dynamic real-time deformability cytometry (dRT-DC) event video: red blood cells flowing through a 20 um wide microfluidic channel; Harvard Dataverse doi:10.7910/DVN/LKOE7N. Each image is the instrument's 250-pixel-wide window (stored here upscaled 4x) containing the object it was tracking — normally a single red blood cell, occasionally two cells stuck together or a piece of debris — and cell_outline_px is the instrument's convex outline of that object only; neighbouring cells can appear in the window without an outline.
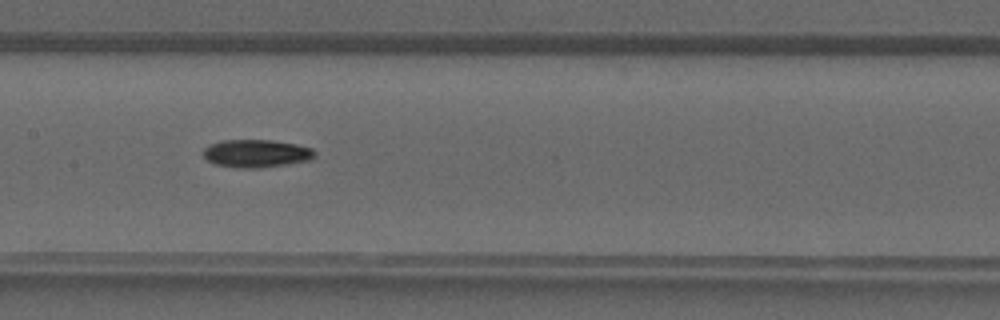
{"species": "common noctule bat (a hibernating species)", "species_latin": "Nyctalus noctula", "temperature_condition": "warm", "stored_images_in_passage": 42, "camera_frame_rate_fps": 3000, "um_per_image_px": 0.085, "animal": {"sex": "male", "forearm_length_mm": 52.5}, "frame": {"image": 1, "passage_image": 21, "time_ms": 6.667, "image_size_px": [1000, 320], "cell_outline_px": [[316, 152], [308, 160], [288, 164], [260, 168], [240, 168], [216, 164], [208, 160], [204, 156], [204, 148], [208, 144], [220, 140], [272, 140], [296, 144], [312, 148]], "centroid_in_image_um": [21.76, 13.03], "position_along_channel_um": 185.6, "area_um2": 18.03}}
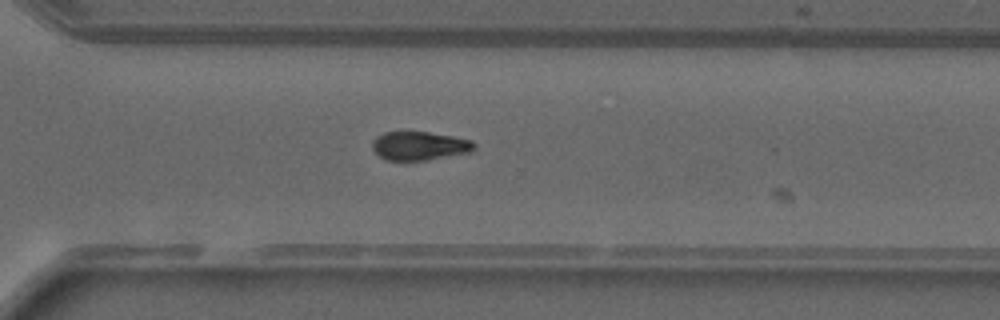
{"frame": {"image": 2, "passage_image": 30, "time_ms": 9.667, "image_size_px": [1000, 320], "cell_outline_px": [[476, 148], [472, 152], [424, 160], [384, 160], [372, 148], [372, 140], [376, 136], [384, 132], [428, 132], [452, 136], [472, 140], [476, 144]], "centroid_in_image_um": [35.66, 12.39], "position_along_channel_um": 334.9, "area_um2": 17.05}}
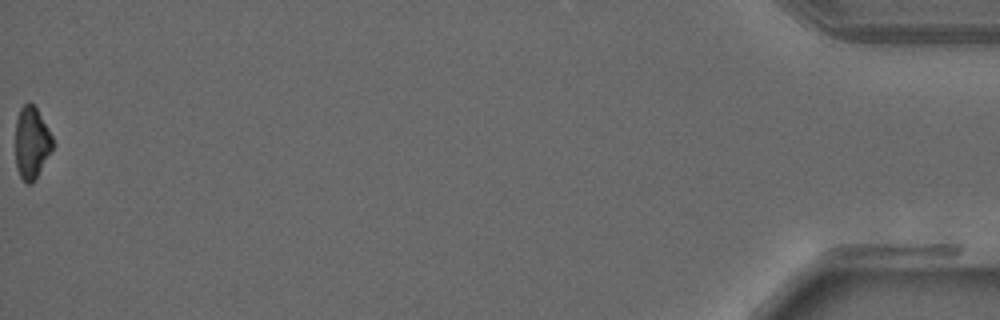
{"frame": {"image": 3, "passage_image": 42, "time_ms": 13.667, "image_size_px": [1000, 320], "cell_outline_px": [[56, 144], [32, 184], [28, 184], [20, 176], [16, 168], [16, 120], [20, 108], [28, 100], [36, 108], [52, 136]], "centroid_in_image_um": [2.7, 12.13], "position_along_channel_um": 432.5, "area_um2": 15.66}}